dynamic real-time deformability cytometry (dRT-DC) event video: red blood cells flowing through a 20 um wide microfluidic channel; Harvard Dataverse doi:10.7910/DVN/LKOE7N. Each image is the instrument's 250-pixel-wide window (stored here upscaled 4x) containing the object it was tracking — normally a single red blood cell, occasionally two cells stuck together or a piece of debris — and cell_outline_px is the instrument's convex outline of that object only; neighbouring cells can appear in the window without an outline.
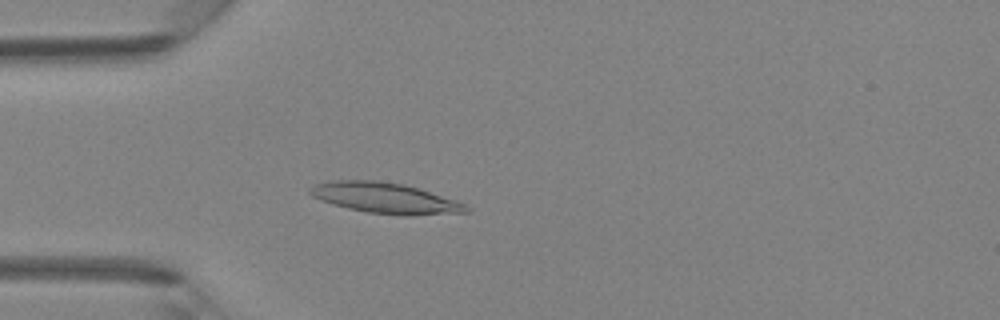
{"species": "Egyptian fruit bat (a non-hibernating species)", "species_latin": "Rousettus aegyptiacus", "temperature_condition": "room temperature", "stored_images_in_passage": 34, "camera_frame_rate_fps": 3000, "um_per_image_px": 0.085, "animal": {"sex": "female"}, "frame": {"image": 1, "passage_image": 11, "time_ms": 3.333, "image_size_px": [1000, 320], "cell_outline_px": [[472, 212], [412, 216], [404, 216], [368, 212], [348, 208], [332, 204], [320, 200], [312, 196], [308, 192], [308, 188], [316, 184], [336, 180], [376, 180], [404, 184], [420, 188], [456, 200], [472, 208]], "centroid_in_image_um": [32.8, 16.84], "position_along_channel_um": 52.2, "area_um2": 28.21}}
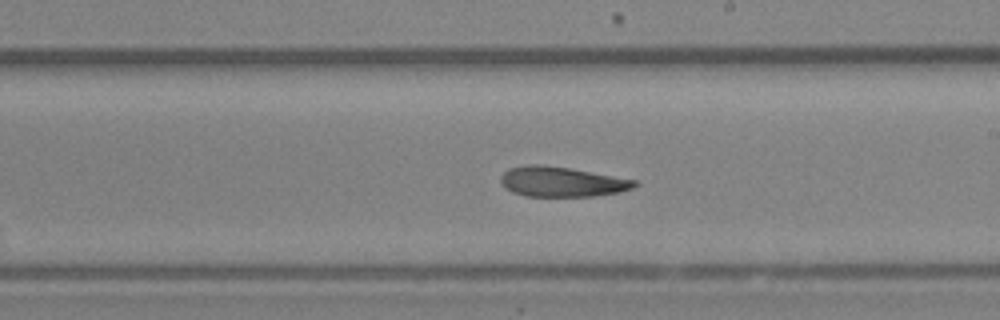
{"frame": {"image": 2, "passage_image": 23, "time_ms": 7.333, "image_size_px": [1000, 320], "cell_outline_px": [[640, 184], [632, 188], [620, 192], [596, 196], [528, 196], [512, 192], [504, 188], [500, 180], [500, 176], [508, 168], [528, 164], [540, 164], [568, 168], [636, 180]], "centroid_in_image_um": [47.73, 15.45], "position_along_channel_um": 241.3, "area_um2": 23.41}}
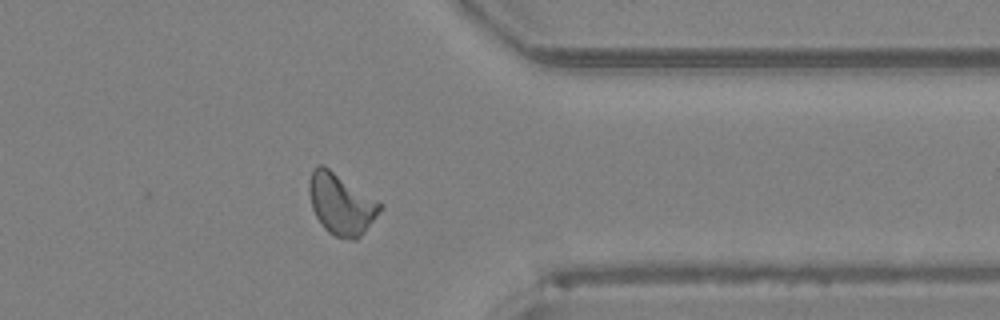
{"frame": {"image": 3, "passage_image": 32, "time_ms": 10.333, "image_size_px": [1000, 320], "cell_outline_px": [[384, 208], [364, 232], [356, 240], [352, 240], [336, 236], [328, 232], [324, 228], [316, 216], [312, 208], [308, 192], [308, 180], [312, 168], [316, 164], [324, 164], [380, 200], [384, 204]], "centroid_in_image_um": [29.01, 17.29], "position_along_channel_um": 382.4, "area_um2": 26.01}}